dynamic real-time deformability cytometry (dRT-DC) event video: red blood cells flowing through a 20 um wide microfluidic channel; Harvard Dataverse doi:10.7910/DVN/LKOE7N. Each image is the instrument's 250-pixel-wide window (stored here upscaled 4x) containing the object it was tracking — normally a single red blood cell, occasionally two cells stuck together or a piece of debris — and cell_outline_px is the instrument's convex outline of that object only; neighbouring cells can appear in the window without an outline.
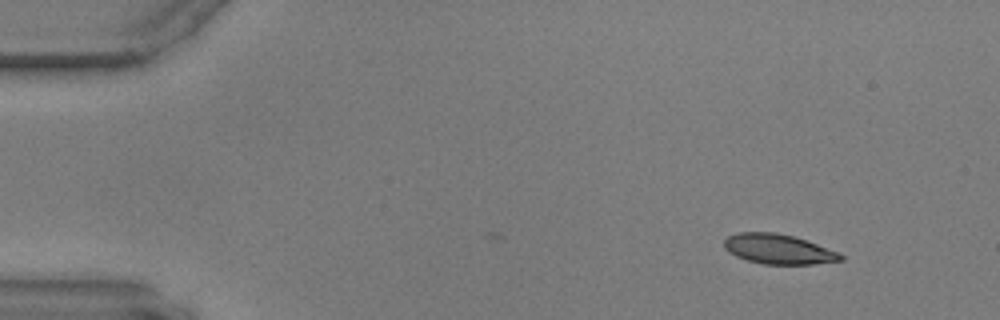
{"species": "common noctule bat (a hibernating species)", "species_latin": "Nyctalus noctula", "temperature_condition": "warm", "stored_images_in_passage": 49, "camera_frame_rate_fps": 3000, "um_per_image_px": 0.085, "animal": {"sex": "male", "body_mass_g": 17.9, "forearm_length_mm": 54.2}, "frame": {"image": 1, "passage_image": 1, "time_ms": 0.0, "image_size_px": [1000, 320], "cell_outline_px": [[844, 260], [812, 264], [764, 264], [748, 260], [736, 256], [728, 252], [724, 248], [724, 240], [728, 236], [736, 232], [776, 232], [792, 236], [840, 252], [844, 256]], "centroid_in_image_um": [66.15, 21.17], "position_along_channel_um": 18.8, "area_um2": 20.23}}
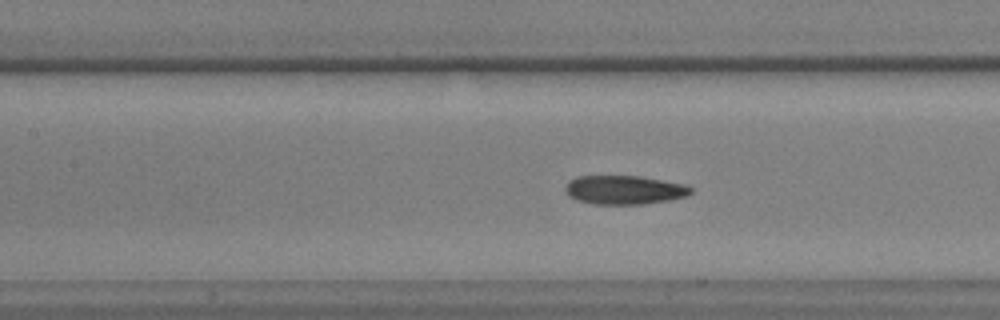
{"frame": {"image": 2, "passage_image": 21, "time_ms": 6.667, "image_size_px": [1000, 320], "cell_outline_px": [[692, 192], [688, 196], [668, 200], [644, 204], [592, 204], [576, 200], [568, 196], [564, 188], [568, 180], [576, 176], [640, 176], [684, 184], [692, 188]], "centroid_in_image_um": [53.03, 16.14], "position_along_channel_um": 154.4, "area_um2": 21.27}}
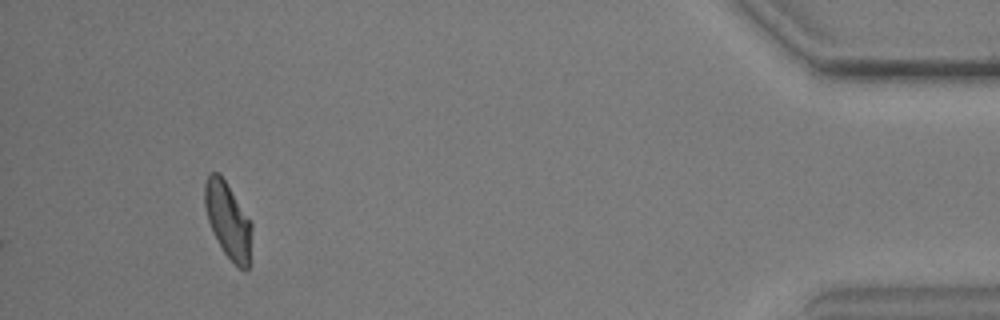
{"frame": {"image": 3, "passage_image": 49, "time_ms": 16.0, "image_size_px": [1000, 320], "cell_outline_px": [[252, 228], [248, 268], [244, 272], [224, 252], [208, 220], [204, 204], [204, 184], [208, 172], [220, 172], [252, 224]], "centroid_in_image_um": [19.36, 18.67], "position_along_channel_um": 415.8, "area_um2": 20.4}}